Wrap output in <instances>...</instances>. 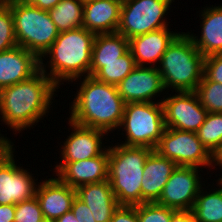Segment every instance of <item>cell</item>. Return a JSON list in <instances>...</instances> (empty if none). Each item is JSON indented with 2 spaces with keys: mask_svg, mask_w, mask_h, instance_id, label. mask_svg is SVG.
Wrapping results in <instances>:
<instances>
[{
  "mask_svg": "<svg viewBox=\"0 0 222 222\" xmlns=\"http://www.w3.org/2000/svg\"><path fill=\"white\" fill-rule=\"evenodd\" d=\"M58 88L41 70L25 81L3 88L0 90V121L12 129L13 134L33 129L49 115Z\"/></svg>",
  "mask_w": 222,
  "mask_h": 222,
  "instance_id": "cell-1",
  "label": "cell"
},
{
  "mask_svg": "<svg viewBox=\"0 0 222 222\" xmlns=\"http://www.w3.org/2000/svg\"><path fill=\"white\" fill-rule=\"evenodd\" d=\"M3 1L12 11L17 45L40 59L59 35L49 12L21 0Z\"/></svg>",
  "mask_w": 222,
  "mask_h": 222,
  "instance_id": "cell-6",
  "label": "cell"
},
{
  "mask_svg": "<svg viewBox=\"0 0 222 222\" xmlns=\"http://www.w3.org/2000/svg\"><path fill=\"white\" fill-rule=\"evenodd\" d=\"M203 74L209 80L222 84V53L204 58Z\"/></svg>",
  "mask_w": 222,
  "mask_h": 222,
  "instance_id": "cell-32",
  "label": "cell"
},
{
  "mask_svg": "<svg viewBox=\"0 0 222 222\" xmlns=\"http://www.w3.org/2000/svg\"><path fill=\"white\" fill-rule=\"evenodd\" d=\"M170 222H197V220L192 210H175Z\"/></svg>",
  "mask_w": 222,
  "mask_h": 222,
  "instance_id": "cell-35",
  "label": "cell"
},
{
  "mask_svg": "<svg viewBox=\"0 0 222 222\" xmlns=\"http://www.w3.org/2000/svg\"><path fill=\"white\" fill-rule=\"evenodd\" d=\"M110 222H138L137 205H119L114 211Z\"/></svg>",
  "mask_w": 222,
  "mask_h": 222,
  "instance_id": "cell-33",
  "label": "cell"
},
{
  "mask_svg": "<svg viewBox=\"0 0 222 222\" xmlns=\"http://www.w3.org/2000/svg\"><path fill=\"white\" fill-rule=\"evenodd\" d=\"M38 222H54L53 220L47 219V218H42L40 221Z\"/></svg>",
  "mask_w": 222,
  "mask_h": 222,
  "instance_id": "cell-40",
  "label": "cell"
},
{
  "mask_svg": "<svg viewBox=\"0 0 222 222\" xmlns=\"http://www.w3.org/2000/svg\"><path fill=\"white\" fill-rule=\"evenodd\" d=\"M173 2L174 0H123L117 33L129 40L168 27L166 15Z\"/></svg>",
  "mask_w": 222,
  "mask_h": 222,
  "instance_id": "cell-9",
  "label": "cell"
},
{
  "mask_svg": "<svg viewBox=\"0 0 222 222\" xmlns=\"http://www.w3.org/2000/svg\"><path fill=\"white\" fill-rule=\"evenodd\" d=\"M15 205L0 204V222H14Z\"/></svg>",
  "mask_w": 222,
  "mask_h": 222,
  "instance_id": "cell-36",
  "label": "cell"
},
{
  "mask_svg": "<svg viewBox=\"0 0 222 222\" xmlns=\"http://www.w3.org/2000/svg\"><path fill=\"white\" fill-rule=\"evenodd\" d=\"M201 143L213 154L222 145V113H207L196 132Z\"/></svg>",
  "mask_w": 222,
  "mask_h": 222,
  "instance_id": "cell-27",
  "label": "cell"
},
{
  "mask_svg": "<svg viewBox=\"0 0 222 222\" xmlns=\"http://www.w3.org/2000/svg\"><path fill=\"white\" fill-rule=\"evenodd\" d=\"M165 129L162 102L127 103L117 129L118 132L122 130L125 141L117 143L155 150Z\"/></svg>",
  "mask_w": 222,
  "mask_h": 222,
  "instance_id": "cell-7",
  "label": "cell"
},
{
  "mask_svg": "<svg viewBox=\"0 0 222 222\" xmlns=\"http://www.w3.org/2000/svg\"><path fill=\"white\" fill-rule=\"evenodd\" d=\"M80 82L73 101L69 106V118L72 122L108 133L119 129L124 105L118 87L97 80L94 76H85L73 80ZM83 80V81H82Z\"/></svg>",
  "mask_w": 222,
  "mask_h": 222,
  "instance_id": "cell-2",
  "label": "cell"
},
{
  "mask_svg": "<svg viewBox=\"0 0 222 222\" xmlns=\"http://www.w3.org/2000/svg\"><path fill=\"white\" fill-rule=\"evenodd\" d=\"M215 166H218L219 170L221 168L222 170V145L212 154V164H211V169H215L216 167ZM220 170V172L222 173V171ZM216 177L217 176H221V177H218V179H214L215 181H220L222 179V174H219V175H215Z\"/></svg>",
  "mask_w": 222,
  "mask_h": 222,
  "instance_id": "cell-38",
  "label": "cell"
},
{
  "mask_svg": "<svg viewBox=\"0 0 222 222\" xmlns=\"http://www.w3.org/2000/svg\"><path fill=\"white\" fill-rule=\"evenodd\" d=\"M200 171L204 172L198 167L177 166L156 203L175 210H192L199 191L207 183L202 181L205 179Z\"/></svg>",
  "mask_w": 222,
  "mask_h": 222,
  "instance_id": "cell-11",
  "label": "cell"
},
{
  "mask_svg": "<svg viewBox=\"0 0 222 222\" xmlns=\"http://www.w3.org/2000/svg\"><path fill=\"white\" fill-rule=\"evenodd\" d=\"M94 38L95 34L84 27L59 32L54 43L40 58V70L58 87L64 82L69 84L90 75Z\"/></svg>",
  "mask_w": 222,
  "mask_h": 222,
  "instance_id": "cell-3",
  "label": "cell"
},
{
  "mask_svg": "<svg viewBox=\"0 0 222 222\" xmlns=\"http://www.w3.org/2000/svg\"><path fill=\"white\" fill-rule=\"evenodd\" d=\"M155 151L178 166L207 167L211 172L212 154L194 132L166 128Z\"/></svg>",
  "mask_w": 222,
  "mask_h": 222,
  "instance_id": "cell-10",
  "label": "cell"
},
{
  "mask_svg": "<svg viewBox=\"0 0 222 222\" xmlns=\"http://www.w3.org/2000/svg\"><path fill=\"white\" fill-rule=\"evenodd\" d=\"M75 190L76 197L89 207L96 222L111 221L119 204L108 180L81 185Z\"/></svg>",
  "mask_w": 222,
  "mask_h": 222,
  "instance_id": "cell-22",
  "label": "cell"
},
{
  "mask_svg": "<svg viewBox=\"0 0 222 222\" xmlns=\"http://www.w3.org/2000/svg\"><path fill=\"white\" fill-rule=\"evenodd\" d=\"M175 209L162 206L156 202L137 205L138 222H170Z\"/></svg>",
  "mask_w": 222,
  "mask_h": 222,
  "instance_id": "cell-30",
  "label": "cell"
},
{
  "mask_svg": "<svg viewBox=\"0 0 222 222\" xmlns=\"http://www.w3.org/2000/svg\"><path fill=\"white\" fill-rule=\"evenodd\" d=\"M207 184L208 186L204 185L199 191L192 211L197 222H222V184L216 181L215 189H209L211 185Z\"/></svg>",
  "mask_w": 222,
  "mask_h": 222,
  "instance_id": "cell-24",
  "label": "cell"
},
{
  "mask_svg": "<svg viewBox=\"0 0 222 222\" xmlns=\"http://www.w3.org/2000/svg\"><path fill=\"white\" fill-rule=\"evenodd\" d=\"M112 145V146H111ZM108 145V178L119 205L141 204V181L148 147Z\"/></svg>",
  "mask_w": 222,
  "mask_h": 222,
  "instance_id": "cell-4",
  "label": "cell"
},
{
  "mask_svg": "<svg viewBox=\"0 0 222 222\" xmlns=\"http://www.w3.org/2000/svg\"><path fill=\"white\" fill-rule=\"evenodd\" d=\"M204 56L185 32L167 47L159 65L165 93L195 91L204 72Z\"/></svg>",
  "mask_w": 222,
  "mask_h": 222,
  "instance_id": "cell-5",
  "label": "cell"
},
{
  "mask_svg": "<svg viewBox=\"0 0 222 222\" xmlns=\"http://www.w3.org/2000/svg\"><path fill=\"white\" fill-rule=\"evenodd\" d=\"M123 0H93L84 3L83 27L97 34L116 33Z\"/></svg>",
  "mask_w": 222,
  "mask_h": 222,
  "instance_id": "cell-20",
  "label": "cell"
},
{
  "mask_svg": "<svg viewBox=\"0 0 222 222\" xmlns=\"http://www.w3.org/2000/svg\"><path fill=\"white\" fill-rule=\"evenodd\" d=\"M11 141L0 133V204L15 205L35 197L39 182L28 168L17 166Z\"/></svg>",
  "mask_w": 222,
  "mask_h": 222,
  "instance_id": "cell-8",
  "label": "cell"
},
{
  "mask_svg": "<svg viewBox=\"0 0 222 222\" xmlns=\"http://www.w3.org/2000/svg\"><path fill=\"white\" fill-rule=\"evenodd\" d=\"M178 165L153 150L143 168L141 181V204L157 202L165 184Z\"/></svg>",
  "mask_w": 222,
  "mask_h": 222,
  "instance_id": "cell-19",
  "label": "cell"
},
{
  "mask_svg": "<svg viewBox=\"0 0 222 222\" xmlns=\"http://www.w3.org/2000/svg\"><path fill=\"white\" fill-rule=\"evenodd\" d=\"M84 3L81 0H61L49 14L59 32L83 27Z\"/></svg>",
  "mask_w": 222,
  "mask_h": 222,
  "instance_id": "cell-25",
  "label": "cell"
},
{
  "mask_svg": "<svg viewBox=\"0 0 222 222\" xmlns=\"http://www.w3.org/2000/svg\"><path fill=\"white\" fill-rule=\"evenodd\" d=\"M108 148L99 156L76 162H55L53 176L71 188L99 183L108 178Z\"/></svg>",
  "mask_w": 222,
  "mask_h": 222,
  "instance_id": "cell-15",
  "label": "cell"
},
{
  "mask_svg": "<svg viewBox=\"0 0 222 222\" xmlns=\"http://www.w3.org/2000/svg\"><path fill=\"white\" fill-rule=\"evenodd\" d=\"M68 125L72 129L69 136L61 144L60 162H76L86 160L101 155L107 148L103 140H106L108 134L104 131L78 125L68 119ZM107 135V136H106ZM106 136V138H105Z\"/></svg>",
  "mask_w": 222,
  "mask_h": 222,
  "instance_id": "cell-14",
  "label": "cell"
},
{
  "mask_svg": "<svg viewBox=\"0 0 222 222\" xmlns=\"http://www.w3.org/2000/svg\"><path fill=\"white\" fill-rule=\"evenodd\" d=\"M44 180L40 179L36 198L44 218L55 221L72 208L76 197V190L61 182L56 176Z\"/></svg>",
  "mask_w": 222,
  "mask_h": 222,
  "instance_id": "cell-16",
  "label": "cell"
},
{
  "mask_svg": "<svg viewBox=\"0 0 222 222\" xmlns=\"http://www.w3.org/2000/svg\"><path fill=\"white\" fill-rule=\"evenodd\" d=\"M117 87L125 104L162 102L156 98L165 96L162 76L155 66H136Z\"/></svg>",
  "mask_w": 222,
  "mask_h": 222,
  "instance_id": "cell-13",
  "label": "cell"
},
{
  "mask_svg": "<svg viewBox=\"0 0 222 222\" xmlns=\"http://www.w3.org/2000/svg\"><path fill=\"white\" fill-rule=\"evenodd\" d=\"M200 103L210 113H222V84L209 80L204 74L195 90Z\"/></svg>",
  "mask_w": 222,
  "mask_h": 222,
  "instance_id": "cell-28",
  "label": "cell"
},
{
  "mask_svg": "<svg viewBox=\"0 0 222 222\" xmlns=\"http://www.w3.org/2000/svg\"><path fill=\"white\" fill-rule=\"evenodd\" d=\"M136 67L135 59L130 50L123 56L112 62H102V68L94 77L107 84L118 86V84Z\"/></svg>",
  "mask_w": 222,
  "mask_h": 222,
  "instance_id": "cell-26",
  "label": "cell"
},
{
  "mask_svg": "<svg viewBox=\"0 0 222 222\" xmlns=\"http://www.w3.org/2000/svg\"><path fill=\"white\" fill-rule=\"evenodd\" d=\"M170 30L172 29L166 27L129 39V50L136 66L157 67L159 65L167 47L181 33Z\"/></svg>",
  "mask_w": 222,
  "mask_h": 222,
  "instance_id": "cell-18",
  "label": "cell"
},
{
  "mask_svg": "<svg viewBox=\"0 0 222 222\" xmlns=\"http://www.w3.org/2000/svg\"><path fill=\"white\" fill-rule=\"evenodd\" d=\"M42 218L44 217L36 196L15 204L14 222H38Z\"/></svg>",
  "mask_w": 222,
  "mask_h": 222,
  "instance_id": "cell-31",
  "label": "cell"
},
{
  "mask_svg": "<svg viewBox=\"0 0 222 222\" xmlns=\"http://www.w3.org/2000/svg\"><path fill=\"white\" fill-rule=\"evenodd\" d=\"M54 222H78L72 210L66 212L63 216L57 218Z\"/></svg>",
  "mask_w": 222,
  "mask_h": 222,
  "instance_id": "cell-39",
  "label": "cell"
},
{
  "mask_svg": "<svg viewBox=\"0 0 222 222\" xmlns=\"http://www.w3.org/2000/svg\"><path fill=\"white\" fill-rule=\"evenodd\" d=\"M25 3L32 4L37 8L49 11L61 0H21Z\"/></svg>",
  "mask_w": 222,
  "mask_h": 222,
  "instance_id": "cell-37",
  "label": "cell"
},
{
  "mask_svg": "<svg viewBox=\"0 0 222 222\" xmlns=\"http://www.w3.org/2000/svg\"><path fill=\"white\" fill-rule=\"evenodd\" d=\"M128 50L129 40L117 32L95 35L90 76H94L102 68V62L116 61Z\"/></svg>",
  "mask_w": 222,
  "mask_h": 222,
  "instance_id": "cell-23",
  "label": "cell"
},
{
  "mask_svg": "<svg viewBox=\"0 0 222 222\" xmlns=\"http://www.w3.org/2000/svg\"><path fill=\"white\" fill-rule=\"evenodd\" d=\"M40 70V59L23 47L0 52V90L31 78Z\"/></svg>",
  "mask_w": 222,
  "mask_h": 222,
  "instance_id": "cell-17",
  "label": "cell"
},
{
  "mask_svg": "<svg viewBox=\"0 0 222 222\" xmlns=\"http://www.w3.org/2000/svg\"><path fill=\"white\" fill-rule=\"evenodd\" d=\"M83 3L89 2V1H93V0H81Z\"/></svg>",
  "mask_w": 222,
  "mask_h": 222,
  "instance_id": "cell-41",
  "label": "cell"
},
{
  "mask_svg": "<svg viewBox=\"0 0 222 222\" xmlns=\"http://www.w3.org/2000/svg\"><path fill=\"white\" fill-rule=\"evenodd\" d=\"M17 45L11 8L0 0V52Z\"/></svg>",
  "mask_w": 222,
  "mask_h": 222,
  "instance_id": "cell-29",
  "label": "cell"
},
{
  "mask_svg": "<svg viewBox=\"0 0 222 222\" xmlns=\"http://www.w3.org/2000/svg\"><path fill=\"white\" fill-rule=\"evenodd\" d=\"M167 94L169 93H166V97H160L166 128L196 133L204 123L208 111L200 103L195 91Z\"/></svg>",
  "mask_w": 222,
  "mask_h": 222,
  "instance_id": "cell-12",
  "label": "cell"
},
{
  "mask_svg": "<svg viewBox=\"0 0 222 222\" xmlns=\"http://www.w3.org/2000/svg\"><path fill=\"white\" fill-rule=\"evenodd\" d=\"M71 210L78 222H96L89 207L77 197L73 201Z\"/></svg>",
  "mask_w": 222,
  "mask_h": 222,
  "instance_id": "cell-34",
  "label": "cell"
},
{
  "mask_svg": "<svg viewBox=\"0 0 222 222\" xmlns=\"http://www.w3.org/2000/svg\"><path fill=\"white\" fill-rule=\"evenodd\" d=\"M199 12L201 36L186 32L204 56L222 53V4L203 7Z\"/></svg>",
  "mask_w": 222,
  "mask_h": 222,
  "instance_id": "cell-21",
  "label": "cell"
}]
</instances>
